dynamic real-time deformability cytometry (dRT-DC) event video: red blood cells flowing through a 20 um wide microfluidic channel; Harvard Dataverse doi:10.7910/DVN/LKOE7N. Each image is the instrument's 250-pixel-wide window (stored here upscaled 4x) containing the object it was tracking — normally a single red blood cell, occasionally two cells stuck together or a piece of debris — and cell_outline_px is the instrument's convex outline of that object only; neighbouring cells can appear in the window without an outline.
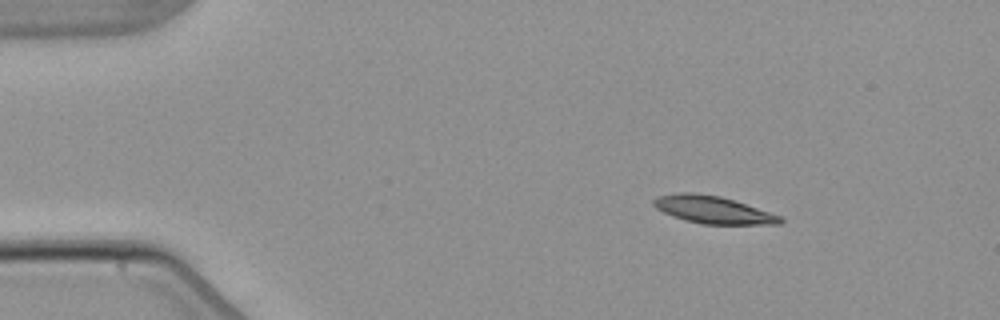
{"species": "common noctule bat (a hibernating species)", "species_latin": "Nyctalus noctula", "temperature_condition": "warm", "stored_images_in_passage": 3, "camera_frame_rate_fps": 3000, "um_per_image_px": 0.085, "animal": {"sex": "male", "body_mass_g": 21.5, "forearm_length_mm": 52.0}, "frame": {"image": 1, "passage_image": 1, "time_ms": 0.0, "image_size_px": [1000, 320], "cell_outline_px": [[784, 220], [780, 224], [700, 224], [684, 220], [672, 216], [656, 208], [652, 204], [652, 200], [656, 196], [680, 192], [692, 192], [720, 196], [780, 216]], "centroid_in_image_um": [60.52, 17.83], "position_along_channel_um": 24.5, "area_um2": 20.06}}
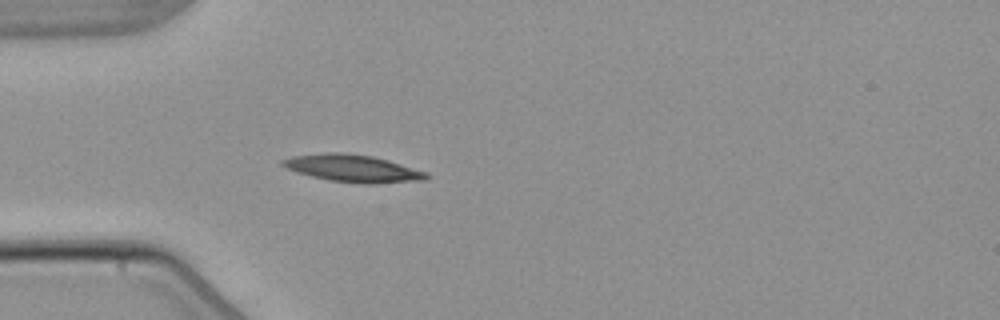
{"frame": {"image": 2, "passage_image": 3, "time_ms": 2.667, "image_size_px": [1000, 320], "cell_outline_px": [[428, 180], [376, 184], [364, 184], [328, 180], [296, 172], [280, 164], [280, 160], [292, 156], [324, 152], [344, 152], [372, 156], [388, 160], [428, 172]], "centroid_in_image_um": [30.01, 14.31], "position_along_channel_um": 55.0, "area_um2": 23.12}}